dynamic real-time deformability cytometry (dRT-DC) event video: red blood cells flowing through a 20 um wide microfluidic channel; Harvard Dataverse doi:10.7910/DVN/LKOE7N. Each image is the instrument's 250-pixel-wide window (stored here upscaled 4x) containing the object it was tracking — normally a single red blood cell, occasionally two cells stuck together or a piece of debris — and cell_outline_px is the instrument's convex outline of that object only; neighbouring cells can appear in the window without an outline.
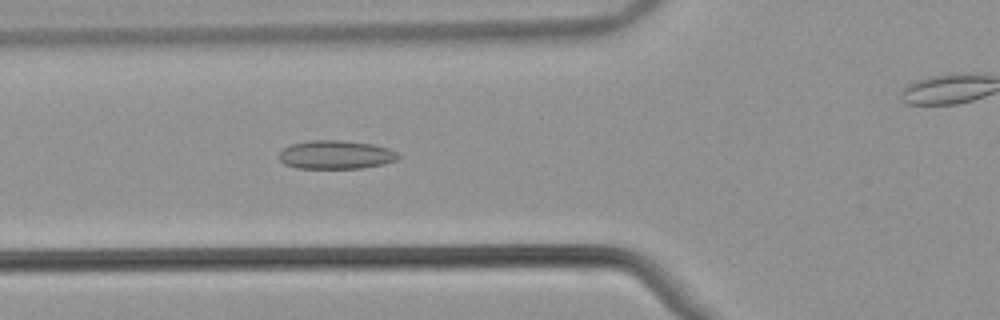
{"species": "common noctule bat (a hibernating species)", "species_latin": "Nyctalus noctula", "temperature_condition": "warm", "stored_images_in_passage": 42, "camera_frame_rate_fps": 3000, "um_per_image_px": 0.085, "animal": {"sex": "male", "body_mass_g": 21.5, "forearm_length_mm": 52.0}, "frame": {"image": 1, "passage_image": 8, "time_ms": 2.333, "image_size_px": [1000, 320], "cell_outline_px": [[400, 156], [396, 160], [384, 164], [360, 168], [296, 168], [284, 164], [280, 160], [280, 152], [284, 148], [292, 144], [308, 140], [340, 140], [372, 144], [388, 148], [396, 152]], "centroid_in_image_um": [28.54, 13.15], "position_along_channel_um": 97.3, "area_um2": 19.77}}
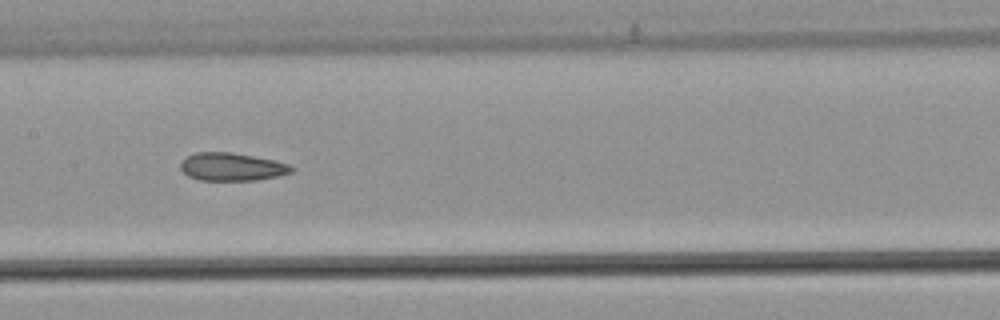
{"frame": {"image": 2, "passage_image": 15, "time_ms": 4.667, "image_size_px": [1000, 320], "cell_outline_px": [[296, 168], [292, 172], [276, 176], [256, 180], [200, 180], [188, 176], [180, 168], [180, 164], [188, 156], [196, 152], [232, 152], [276, 160], [288, 164]], "centroid_in_image_um": [19.73, 14.17], "position_along_channel_um": 187.7, "area_um2": 18.03}}
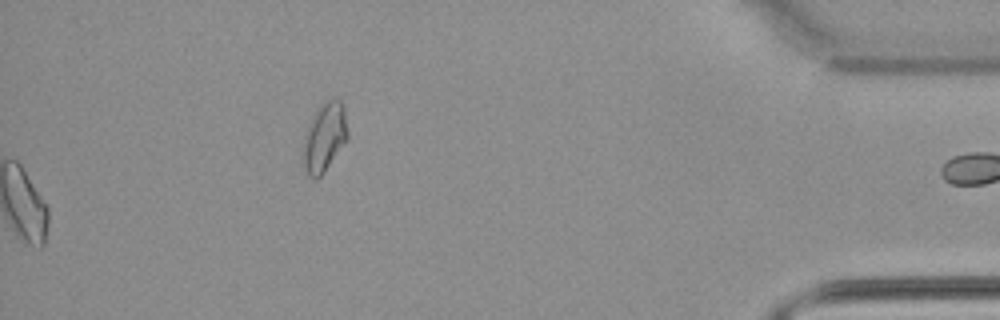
{"frame": {"image": 3, "passage_image": 42, "time_ms": 13.667, "image_size_px": [1000, 320], "cell_outline_px": [[348, 140], [324, 172], [316, 180], [312, 180], [308, 176], [304, 168], [300, 152], [304, 136], [308, 124], [316, 108], [320, 104], [328, 100], [340, 100], [344, 104], [348, 132]], "centroid_in_image_um": [27.55, 11.7], "position_along_channel_um": 407.7, "area_um2": 18.55}, "authors_computed_cell_mechanics": {"area_um2": 18.6694, "velocity_mm_per_s": 3.8627, "shape_relaxation_time_tau1_ms": null, "shape_relaxation_time_tau2_ms": 3.2401, "deformation_change_tau1": null, "deformation_change_tau2": 0.1044}}